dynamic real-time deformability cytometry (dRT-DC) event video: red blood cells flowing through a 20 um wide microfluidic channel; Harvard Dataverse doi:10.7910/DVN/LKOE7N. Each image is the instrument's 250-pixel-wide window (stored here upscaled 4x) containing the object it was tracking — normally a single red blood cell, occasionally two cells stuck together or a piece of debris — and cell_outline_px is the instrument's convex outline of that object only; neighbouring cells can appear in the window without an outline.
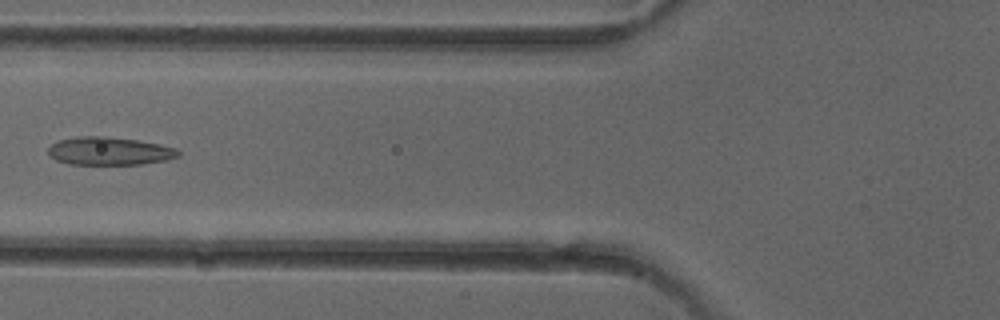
{"species": "common noctule bat (a hibernating species)", "species_latin": "Nyctalus noctula", "temperature_condition": "cold", "stored_images_in_passage": 6, "camera_frame_rate_fps": 3000, "um_per_image_px": 0.085, "animal": {"sex": "female"}, "frame": {"image": 1, "passage_image": 5, "time_ms": 4.667, "image_size_px": [1000, 320], "cell_outline_px": [[180, 156], [168, 160], [140, 164], [68, 164], [56, 160], [48, 156], [48, 148], [52, 144], [60, 140], [80, 136], [104, 136], [136, 140], [160, 144], [176, 148], [180, 152]], "centroid_in_image_um": [9.3, 12.84], "position_along_channel_um": 116.5, "area_um2": 21.27}}
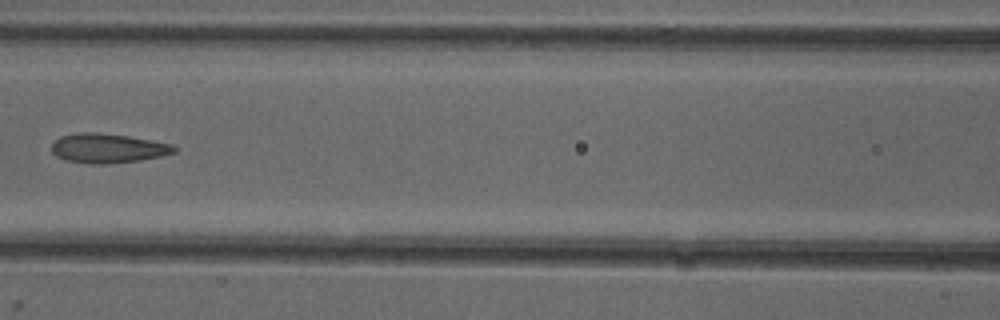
{"frame": {"image": 2, "passage_image": 6, "time_ms": 5.667, "image_size_px": [1000, 320], "cell_outline_px": [[176, 152], [160, 156], [140, 160], [104, 164], [92, 164], [64, 160], [56, 156], [52, 152], [52, 144], [60, 136], [76, 132], [96, 132], [128, 136], [172, 144], [176, 148]], "centroid_in_image_um": [9.13, 12.6], "position_along_channel_um": 157.5, "area_um2": 20.98}}